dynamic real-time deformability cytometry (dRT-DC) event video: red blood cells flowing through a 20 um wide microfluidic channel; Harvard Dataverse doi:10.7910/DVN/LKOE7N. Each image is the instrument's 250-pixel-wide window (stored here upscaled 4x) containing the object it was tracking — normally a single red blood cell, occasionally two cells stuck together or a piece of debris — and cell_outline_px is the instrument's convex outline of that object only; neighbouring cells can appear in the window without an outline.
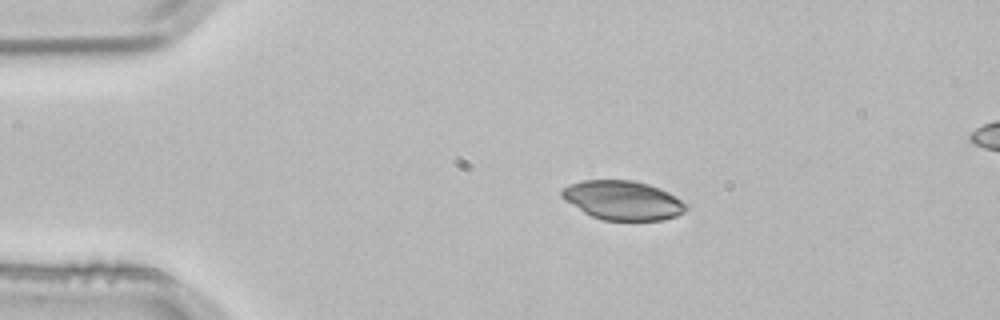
{"species": "common noctule bat (a hibernating species)", "species_latin": "Nyctalus noctula", "temperature_condition": "room temperature", "stored_images_in_passage": 2, "camera_frame_rate_fps": 3000, "um_per_image_px": 0.085, "animal": {"sex": "male", "body_mass_g": 21.5, "forearm_length_mm": 52.0}, "frame": {"image": 1, "passage_image": 1, "time_ms": 0.0, "image_size_px": [1000, 320], "cell_outline_px": [[692, 204], [684, 212], [676, 216], [664, 220], [604, 220], [592, 216], [584, 212], [564, 200], [560, 196], [560, 192], [568, 184], [580, 180], [632, 180], [648, 184], [660, 188]], "centroid_in_image_um": [52.98, 17.02], "position_along_channel_um": 32.0, "area_um2": 28.67}}
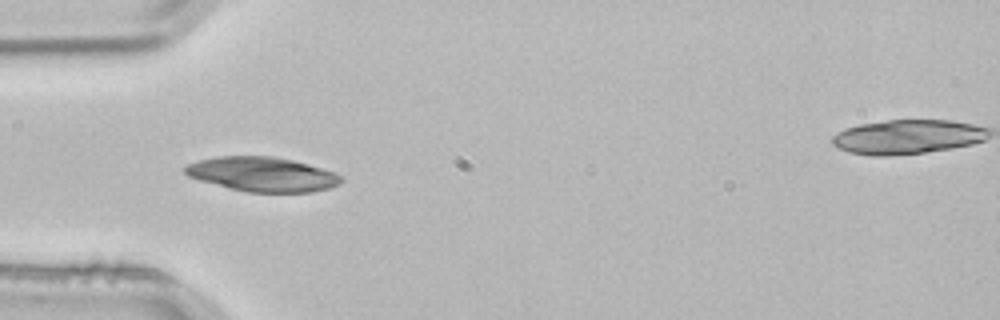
{"frame": {"image": 2, "passage_image": 2, "time_ms": 0.333, "image_size_px": [1000, 320], "cell_outline_px": [[344, 180], [340, 184], [328, 188], [312, 192], [248, 192], [228, 188], [200, 180], [188, 176], [180, 168], [184, 164], [200, 160], [220, 156], [272, 156], [292, 160], [308, 164], [336, 172]], "centroid_in_image_um": [22.28, 14.81], "position_along_channel_um": 62.7, "area_um2": 31.5}}